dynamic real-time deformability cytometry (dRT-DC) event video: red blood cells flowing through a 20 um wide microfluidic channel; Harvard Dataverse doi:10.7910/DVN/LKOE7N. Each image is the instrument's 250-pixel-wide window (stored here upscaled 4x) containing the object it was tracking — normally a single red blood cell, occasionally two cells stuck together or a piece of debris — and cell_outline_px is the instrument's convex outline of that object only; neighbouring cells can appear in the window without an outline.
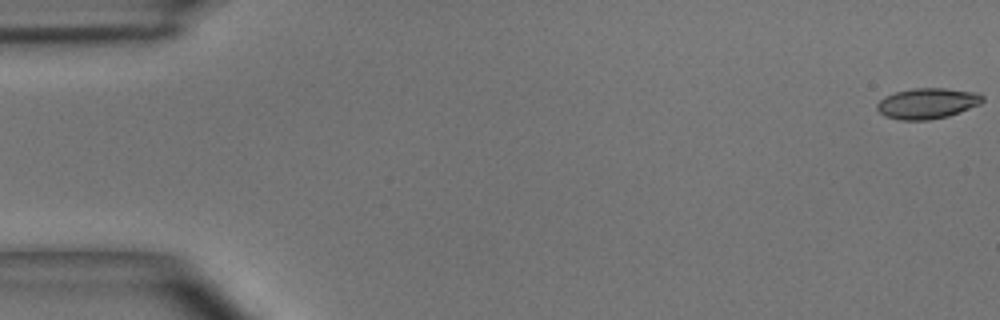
{"species": "common noctule bat (a hibernating species)", "species_latin": "Nyctalus noctula", "temperature_condition": "room temperature", "stored_images_in_passage": 50, "camera_frame_rate_fps": 3000, "um_per_image_px": 0.085, "animal": {"sex": "male", "body_mass_g": 15.6}, "frame": {"image": 1, "passage_image": 1, "time_ms": 0.0, "image_size_px": [1000, 320], "cell_outline_px": [[984, 100], [980, 104], [960, 112], [948, 116], [928, 120], [900, 120], [884, 116], [876, 108], [876, 104], [884, 96], [896, 92], [912, 88], [944, 88], [980, 92], [984, 96]], "centroid_in_image_um": [78.84, 8.78], "position_along_channel_um": 6.2, "area_um2": 19.07}}
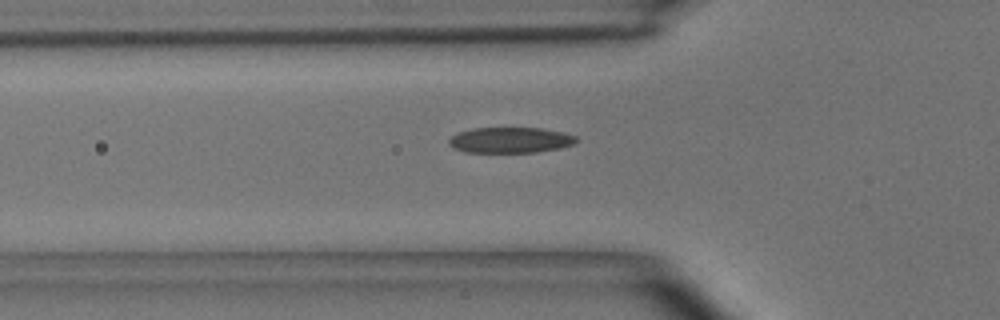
{"frame": {"image": 2, "passage_image": 17, "time_ms": 5.333, "image_size_px": [1000, 320], "cell_outline_px": [[580, 140], [572, 144], [560, 148], [536, 152], [464, 152], [448, 144], [448, 140], [456, 132], [472, 128], [540, 128], [564, 132], [576, 136]], "centroid_in_image_um": [43.38, 11.9], "position_along_channel_um": 82.4, "area_um2": 19.13}}
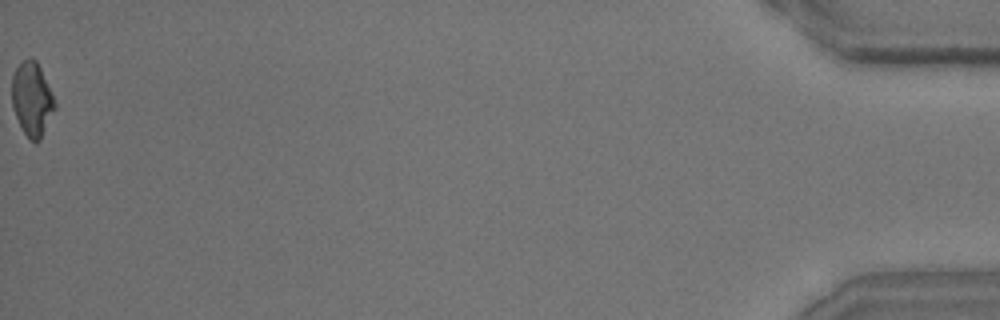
{"frame": {"image": 3, "passage_image": 50, "time_ms": 16.333, "image_size_px": [1000, 320], "cell_outline_px": [[56, 108], [40, 140], [28, 140], [16, 116], [12, 104], [12, 76], [16, 68], [28, 56], [36, 60], [40, 68], [56, 104]], "centroid_in_image_um": [2.72, 8.42], "position_along_channel_um": 432.5, "area_um2": 18.15}, "authors_computed_cell_mechanics": {"area_um2": 19.074, "velocity_mm_per_s": 4.0626, "shape_relaxation_time_tau1_ms": 3.7052, "shape_relaxation_time_tau2_ms": 1.8327, "deformation_change_tau1": 0.157, "deformation_change_tau2": 0.0883}}